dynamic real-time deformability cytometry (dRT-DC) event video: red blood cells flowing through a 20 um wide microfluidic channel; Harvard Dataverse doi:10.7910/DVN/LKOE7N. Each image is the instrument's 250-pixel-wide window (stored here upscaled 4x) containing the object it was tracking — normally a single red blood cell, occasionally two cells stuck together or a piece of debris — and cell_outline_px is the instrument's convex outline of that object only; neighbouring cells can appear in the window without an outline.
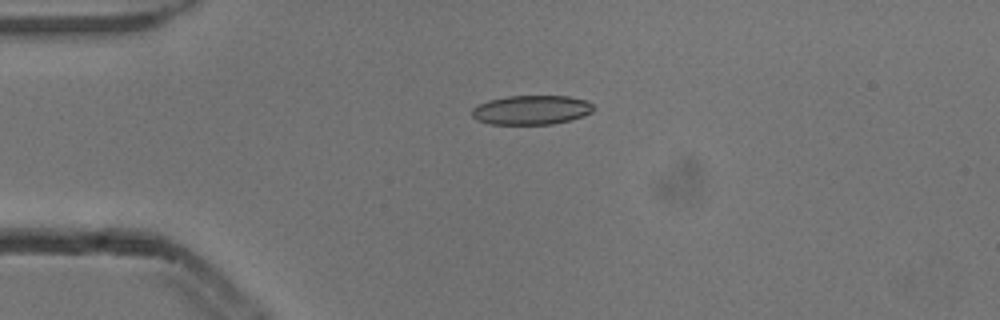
{"species": "common noctule bat (a hibernating species)", "species_latin": "Nyctalus noctula", "temperature_condition": "cold", "stored_images_in_passage": 6, "camera_frame_rate_fps": 3000, "um_per_image_px": 0.085, "animal": {"sex": "male", "body_mass_g": 13.3}, "frame": {"image": 1, "passage_image": 4, "time_ms": 1.0, "image_size_px": [1000, 320], "cell_outline_px": [[596, 108], [592, 112], [584, 116], [552, 124], [488, 124], [476, 120], [472, 116], [472, 108], [488, 100], [508, 96], [568, 96], [588, 100]], "centroid_in_image_um": [45.18, 9.34], "position_along_channel_um": 39.8, "area_um2": 20.87}}
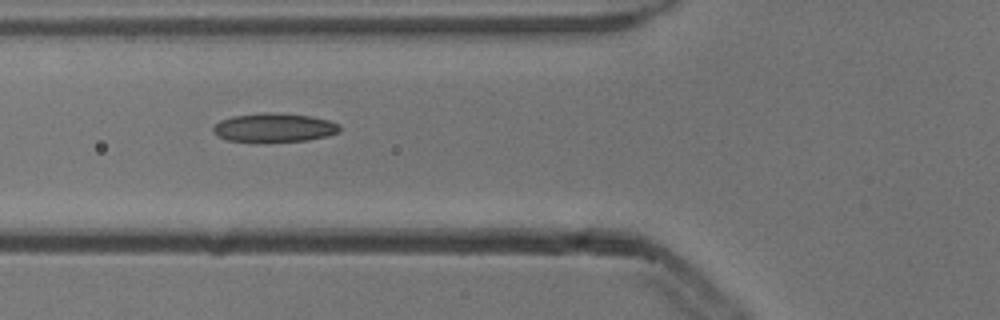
{"frame": {"image": 2, "passage_image": 6, "time_ms": 1.667, "image_size_px": [1000, 320], "cell_outline_px": [[340, 132], [328, 136], [308, 140], [228, 140], [212, 132], [212, 128], [220, 120], [232, 116], [264, 112], [272, 112], [312, 116], [328, 120], [340, 124]], "centroid_in_image_um": [23.35, 10.81], "position_along_channel_um": 102.5, "area_um2": 20.81}}